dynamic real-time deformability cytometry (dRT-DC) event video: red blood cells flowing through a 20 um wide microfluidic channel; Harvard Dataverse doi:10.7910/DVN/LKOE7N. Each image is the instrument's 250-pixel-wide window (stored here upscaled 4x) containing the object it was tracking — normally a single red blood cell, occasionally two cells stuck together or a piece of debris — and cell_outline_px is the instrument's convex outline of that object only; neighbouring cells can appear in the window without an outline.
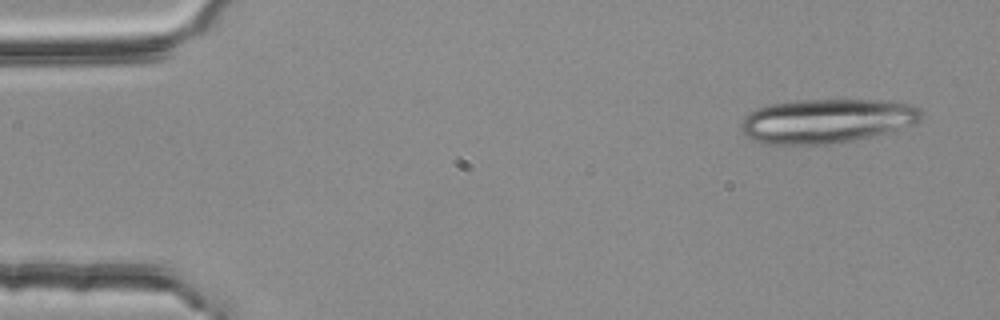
{"species": "common noctule bat (a hibernating species)", "species_latin": "Nyctalus noctula", "temperature_condition": "room temperature", "stored_images_in_passage": 6, "segment_of_instrument_passage": [1, 2], "camera_frame_rate_fps": 3000, "um_per_image_px": 0.085, "animal": {"sex": "female", "body_mass_g": 25.1}, "frame": {"image": 1, "passage_image": 1, "time_ms": 0.0, "image_size_px": [1000, 320], "cell_outline_px": [[920, 120], [912, 124], [872, 136], [856, 140], [832, 144], [768, 144], [756, 140], [748, 136], [740, 128], [740, 124], [744, 116], [748, 112], [756, 108], [768, 104], [800, 100], [884, 100], [912, 104], [920, 108]], "centroid_in_image_um": [70.23, 10.27], "position_along_channel_um": 14.8, "area_um2": 46.36}}